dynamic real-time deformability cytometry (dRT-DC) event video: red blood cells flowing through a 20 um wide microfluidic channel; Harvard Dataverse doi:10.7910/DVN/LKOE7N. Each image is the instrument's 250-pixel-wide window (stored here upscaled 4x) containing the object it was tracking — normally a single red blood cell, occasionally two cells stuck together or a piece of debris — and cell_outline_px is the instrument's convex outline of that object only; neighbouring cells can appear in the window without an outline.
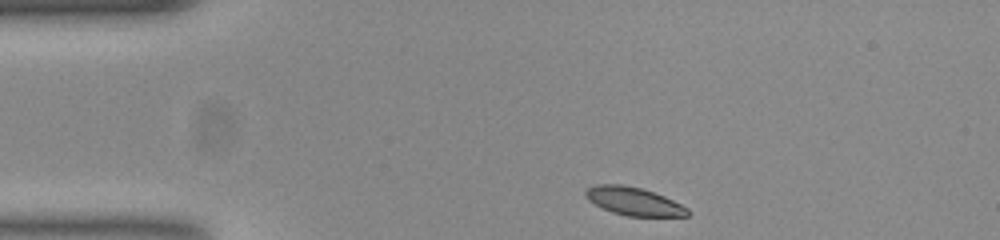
{"species": "common noctule bat (a hibernating species)", "species_latin": "Nyctalus noctula", "temperature_condition": "room temperature", "stored_images_in_passage": 38, "camera_frame_rate_fps": 3000, "um_per_image_px": 0.085, "animal": {"sex": "female", "body_mass_g": 23.0, "forearm_length_mm": 53.4}, "frame": {"image": 1, "passage_image": 1, "time_ms": 0.0, "image_size_px": [1000, 240], "cell_outline_px": [[692, 212], [688, 216], [628, 216], [612, 212], [588, 200], [584, 196], [584, 192], [588, 188], [596, 184], [620, 184], [640, 188], [664, 196], [688, 208]], "centroid_in_image_um": [53.87, 17.11], "position_along_channel_um": 31.1, "area_um2": 16.59}}
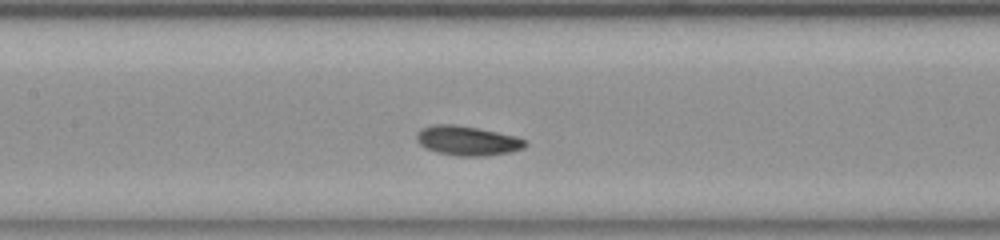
{"frame": {"image": 2, "passage_image": 16, "time_ms": 5.0, "image_size_px": [1000, 240], "cell_outline_px": [[528, 144], [524, 148], [512, 152], [488, 156], [456, 156], [436, 152], [424, 148], [416, 140], [416, 136], [424, 128], [432, 124], [452, 124], [476, 128], [516, 136], [524, 140]], "centroid_in_image_um": [39.74, 11.98], "position_along_channel_um": 167.7, "area_um2": 18.67}}
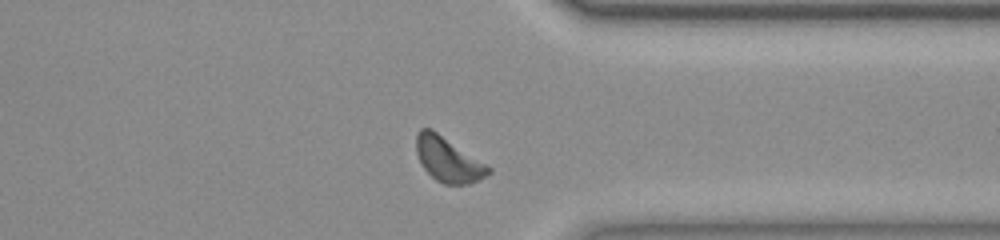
{"frame": {"image": 3, "passage_image": 33, "time_ms": 10.667, "image_size_px": [1000, 240], "cell_outline_px": [[492, 172], [468, 184], [444, 184], [436, 180], [424, 168], [416, 152], [416, 136], [420, 128], [432, 128], [492, 168]], "centroid_in_image_um": [38.08, 13.54], "position_along_channel_um": 373.3, "area_um2": 18.55}, "authors_computed_cell_mechanics": {"area_um2": 17.9758, "velocity_mm_per_s": 3.7046, "shape_relaxation_time_tau1_ms": 2.8314, "shape_relaxation_time_tau2_ms": 7.9393, "deformation_change_tau1": 0.1195, "deformation_change_tau2": 0.1427}}